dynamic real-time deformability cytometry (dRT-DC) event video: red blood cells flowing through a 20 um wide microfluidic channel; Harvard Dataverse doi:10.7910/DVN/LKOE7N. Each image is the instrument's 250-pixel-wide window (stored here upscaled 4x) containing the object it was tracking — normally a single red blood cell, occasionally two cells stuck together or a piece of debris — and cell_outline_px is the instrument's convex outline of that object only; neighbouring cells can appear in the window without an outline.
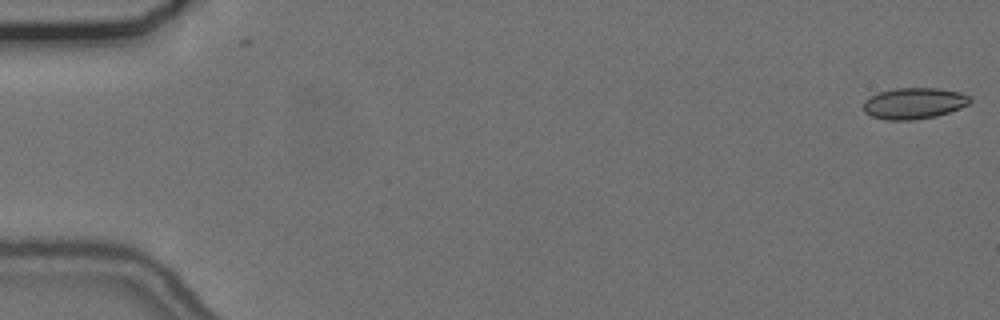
{"species": "common noctule bat (a hibernating species)", "species_latin": "Nyctalus noctula", "temperature_condition": "cold", "stored_images_in_passage": 10, "camera_frame_rate_fps": 3000, "um_per_image_px": 0.085, "animal": {"sex": "female", "body_mass_g": 24.6, "forearm_length_mm": 56.2}, "frame": {"image": 1, "passage_image": 1, "time_ms": 0.0, "image_size_px": [1000, 320], "cell_outline_px": [[972, 100], [968, 104], [960, 108], [936, 116], [912, 120], [888, 120], [872, 116], [864, 112], [864, 100], [880, 92], [896, 88], [936, 88], [960, 92], [972, 96]], "centroid_in_image_um": [77.72, 8.78], "position_along_channel_um": 7.3, "area_um2": 19.31}}